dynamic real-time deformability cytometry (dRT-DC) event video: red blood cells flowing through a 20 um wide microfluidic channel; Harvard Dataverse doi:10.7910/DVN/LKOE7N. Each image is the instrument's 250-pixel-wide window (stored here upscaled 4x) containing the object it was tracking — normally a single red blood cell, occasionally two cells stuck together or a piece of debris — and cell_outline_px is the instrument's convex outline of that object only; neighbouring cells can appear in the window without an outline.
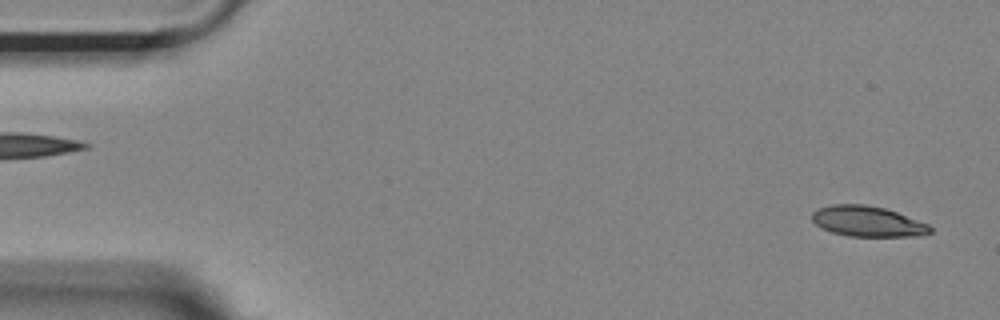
{"species": "Egyptian fruit bat (a non-hibernating species)", "species_latin": "Rousettus aegyptiacus", "temperature_condition": "room temperature", "stored_images_in_passage": 53, "camera_frame_rate_fps": 3000, "um_per_image_px": 0.085, "animal": {"sex": "female"}, "frame": {"image": 1, "passage_image": 2, "time_ms": 0.333, "image_size_px": [1000, 320], "cell_outline_px": [[932, 232], [920, 236], [848, 236], [832, 232], [820, 228], [812, 220], [812, 212], [820, 208], [832, 204], [864, 204], [884, 208], [896, 212], [928, 224], [932, 228]], "centroid_in_image_um": [73.73, 18.82], "position_along_channel_um": 11.3, "area_um2": 20.92}}
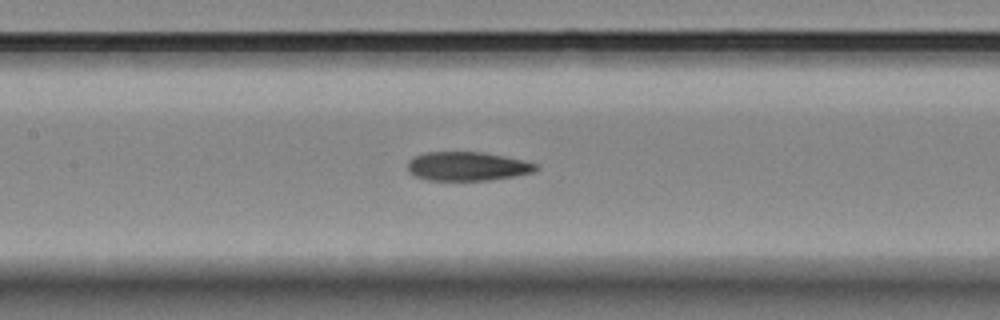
{"frame": {"image": 2, "passage_image": 24, "time_ms": 7.667, "image_size_px": [1000, 320], "cell_outline_px": [[540, 168], [536, 172], [516, 176], [488, 180], [428, 180], [416, 176], [408, 172], [408, 160], [424, 152], [480, 152], [504, 156], [524, 160], [540, 164]], "centroid_in_image_um": [39.78, 14.13], "position_along_channel_um": 167.6, "area_um2": 21.79}}
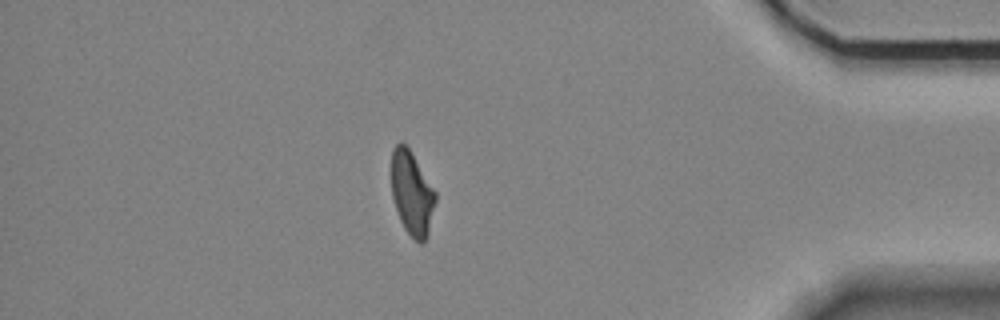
{"frame": {"image": 3, "passage_image": 46, "time_ms": 15.0, "image_size_px": [1000, 320], "cell_outline_px": [[436, 200], [428, 232], [424, 240], [420, 244], [404, 228], [400, 220], [392, 196], [392, 148], [400, 140], [412, 152], [436, 192]], "centroid_in_image_um": [35.01, 16.38], "position_along_channel_um": 400.2, "area_um2": 21.27}, "authors_computed_cell_mechanics": {"area_um2": 22.1952, "velocity_mm_per_s": 3.6862, "shape_relaxation_time_tau1_ms": null, "shape_relaxation_time_tau2_ms": 4.0438, "deformation_change_tau1": null, "deformation_change_tau2": 0.1077}}